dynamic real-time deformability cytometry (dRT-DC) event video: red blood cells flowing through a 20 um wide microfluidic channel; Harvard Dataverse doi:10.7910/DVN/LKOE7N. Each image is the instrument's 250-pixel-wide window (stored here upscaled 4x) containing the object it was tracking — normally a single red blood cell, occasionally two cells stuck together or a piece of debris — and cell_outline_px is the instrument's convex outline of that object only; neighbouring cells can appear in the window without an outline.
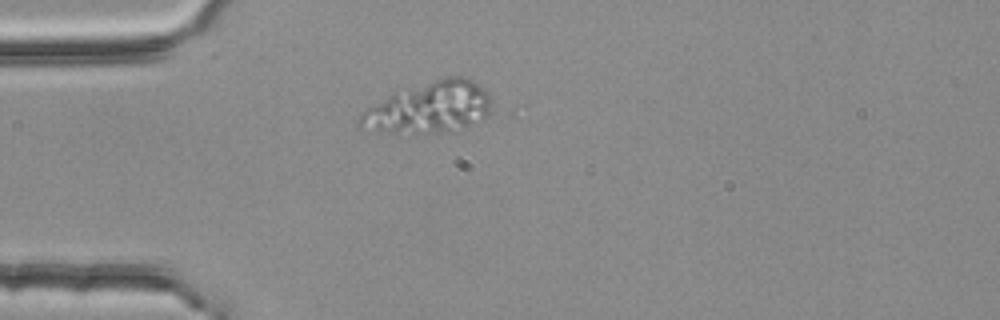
{"species": "common noctule bat (a hibernating species)", "species_latin": "Nyctalus noctula", "temperature_condition": "room temperature", "stored_images_in_passage": 1, "camera_frame_rate_fps": 3000, "um_per_image_px": 0.085, "animal": {"sex": "female", "body_mass_g": 25.1}, "frame": {"image": 1, "passage_image": 1, "time_ms": 0.0, "image_size_px": [1000, 320], "cell_outline_px": [[488, 116], [464, 128], [452, 132], [424, 136], [416, 136], [356, 128], [356, 120], [360, 112], [364, 108], [396, 92], [444, 76], [468, 76], [484, 88], [488, 92]], "centroid_in_image_um": [36.41, 9.2], "position_along_channel_um": 48.6, "area_um2": 40.58}}